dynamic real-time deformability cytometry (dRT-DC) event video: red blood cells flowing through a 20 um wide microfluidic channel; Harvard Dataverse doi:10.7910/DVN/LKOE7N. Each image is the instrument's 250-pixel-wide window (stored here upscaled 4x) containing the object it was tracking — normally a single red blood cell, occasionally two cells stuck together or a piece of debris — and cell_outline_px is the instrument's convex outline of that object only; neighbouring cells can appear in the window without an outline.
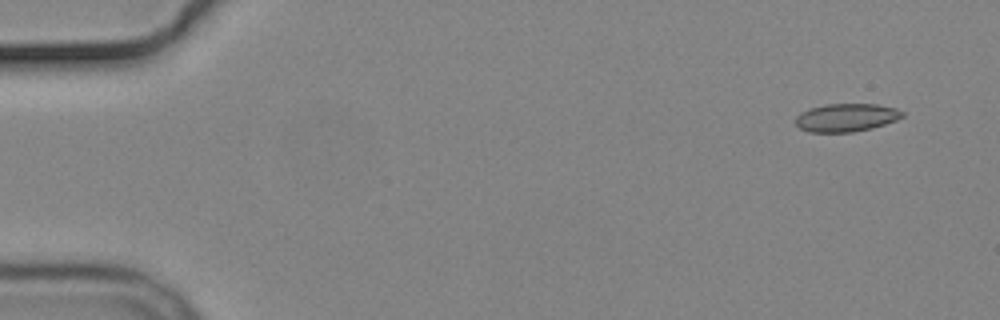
{"species": "common noctule bat (a hibernating species)", "species_latin": "Nyctalus noctula", "temperature_condition": "cold", "stored_images_in_passage": 5, "camera_frame_rate_fps": 3000, "um_per_image_px": 0.085, "animal": {"sex": "male", "body_mass_g": 19.2, "forearm_length_mm": 51.8}, "frame": {"image": 1, "passage_image": 1, "time_ms": 0.0, "image_size_px": [1000, 320], "cell_outline_px": [[904, 116], [896, 120], [872, 128], [852, 132], [808, 132], [800, 128], [796, 124], [796, 116], [800, 112], [824, 104], [876, 104], [896, 108], [904, 112]], "centroid_in_image_um": [71.93, 9.99], "position_along_channel_um": 13.1, "area_um2": 17.46}}
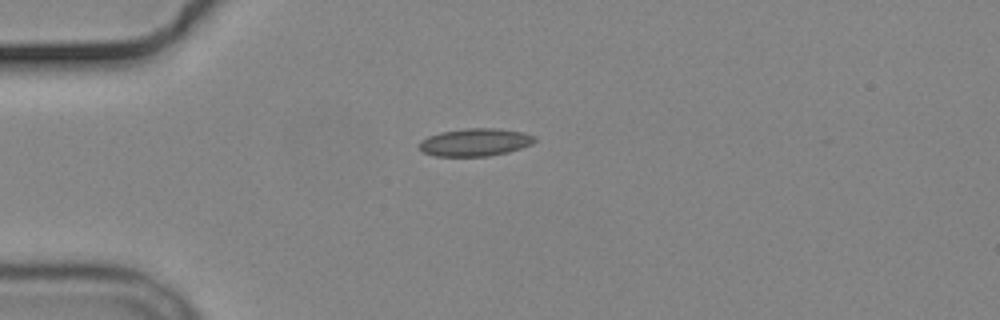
{"frame": {"image": 2, "passage_image": 4, "time_ms": 3.667, "image_size_px": [1000, 320], "cell_outline_px": [[536, 140], [532, 144], [508, 152], [488, 156], [436, 156], [424, 152], [420, 148], [420, 140], [428, 136], [440, 132], [468, 128], [496, 128], [524, 132], [536, 136]], "centroid_in_image_um": [40.41, 12.08], "position_along_channel_um": 44.6, "area_um2": 18.61}}